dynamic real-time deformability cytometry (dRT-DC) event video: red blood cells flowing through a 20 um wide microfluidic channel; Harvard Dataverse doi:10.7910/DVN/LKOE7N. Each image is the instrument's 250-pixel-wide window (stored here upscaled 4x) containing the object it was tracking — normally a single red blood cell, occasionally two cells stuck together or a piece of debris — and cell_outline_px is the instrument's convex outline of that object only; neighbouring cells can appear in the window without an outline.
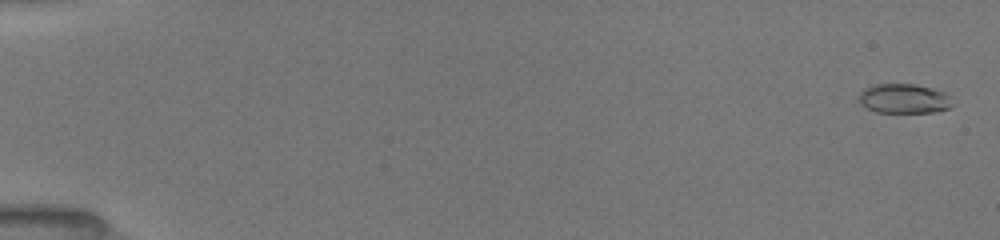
{"species": "common noctule bat (a hibernating species)", "species_latin": "Nyctalus noctula", "temperature_condition": "room temperature", "stored_images_in_passage": 53, "camera_frame_rate_fps": 3000, "um_per_image_px": 0.085, "animal": {"sex": "female", "body_mass_g": 19.5, "forearm_length_mm": 54.1}, "frame": {"image": 1, "passage_image": 2, "time_ms": 0.333, "image_size_px": [1000, 240], "cell_outline_px": [[952, 108], [932, 112], [876, 112], [860, 104], [860, 92], [864, 88], [872, 84], [916, 84], [948, 92], [952, 96]], "centroid_in_image_um": [76.9, 8.37], "position_along_channel_um": 8.1, "area_um2": 16.36}}
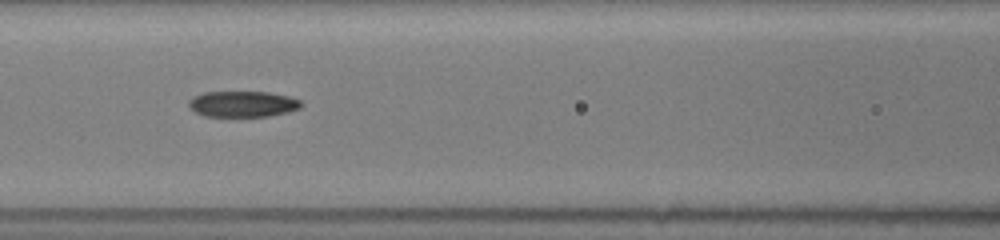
{"frame": {"image": 2, "passage_image": 25, "time_ms": 8.0, "image_size_px": [1000, 240], "cell_outline_px": [[304, 104], [300, 108], [288, 112], [268, 116], [204, 116], [188, 108], [188, 100], [192, 96], [204, 92], [268, 92], [288, 96], [300, 100]], "centroid_in_image_um": [20.61, 8.84], "position_along_channel_um": 146.0, "area_um2": 17.11}}
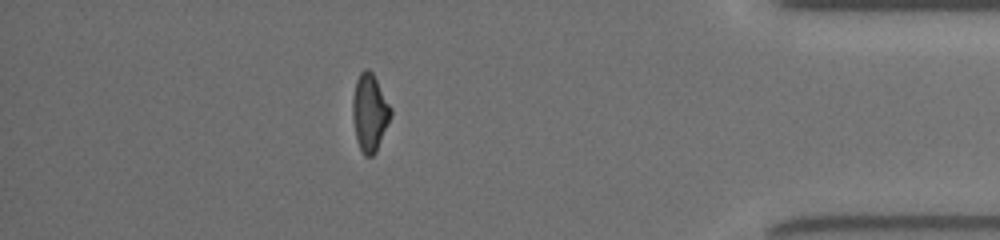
{"frame": {"image": 3, "passage_image": 47, "time_ms": 15.333, "image_size_px": [1000, 240], "cell_outline_px": [[392, 116], [376, 152], [372, 156], [364, 156], [356, 140], [352, 116], [352, 96], [356, 80], [360, 72], [364, 68], [368, 68], [372, 72], [392, 108]], "centroid_in_image_um": [31.42, 9.56], "position_along_channel_um": 403.8, "area_um2": 17.46}, "authors_computed_cell_mechanics": {"area_um2": 16.8198, "velocity_mm_per_s": 3.9905, "shape_relaxation_time_tau1_ms": 8.9784, "shape_relaxation_time_tau2_ms": 4.7378, "deformation_change_tau1": 0.2684, "deformation_change_tau2": 0.1128}}